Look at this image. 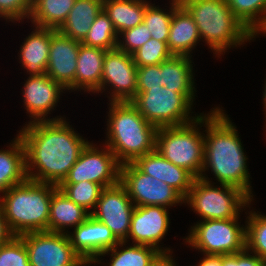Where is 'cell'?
Wrapping results in <instances>:
<instances>
[{
  "label": "cell",
  "instance_id": "cell-1",
  "mask_svg": "<svg viewBox=\"0 0 266 266\" xmlns=\"http://www.w3.org/2000/svg\"><path fill=\"white\" fill-rule=\"evenodd\" d=\"M66 118L28 122L18 132L26 153L30 180L59 186L89 143Z\"/></svg>",
  "mask_w": 266,
  "mask_h": 266
},
{
  "label": "cell",
  "instance_id": "cell-2",
  "mask_svg": "<svg viewBox=\"0 0 266 266\" xmlns=\"http://www.w3.org/2000/svg\"><path fill=\"white\" fill-rule=\"evenodd\" d=\"M218 106L204 114V164L201 175L211 170L219 184L239 188L252 200L253 192L248 157L239 137L236 125Z\"/></svg>",
  "mask_w": 266,
  "mask_h": 266
},
{
  "label": "cell",
  "instance_id": "cell-3",
  "mask_svg": "<svg viewBox=\"0 0 266 266\" xmlns=\"http://www.w3.org/2000/svg\"><path fill=\"white\" fill-rule=\"evenodd\" d=\"M104 141L123 165L156 150L158 128L150 124L131 102H110Z\"/></svg>",
  "mask_w": 266,
  "mask_h": 266
},
{
  "label": "cell",
  "instance_id": "cell-4",
  "mask_svg": "<svg viewBox=\"0 0 266 266\" xmlns=\"http://www.w3.org/2000/svg\"><path fill=\"white\" fill-rule=\"evenodd\" d=\"M192 15L201 38L218 58L256 37L232 13L226 0H180ZM254 38V39H253ZM251 40V41H250Z\"/></svg>",
  "mask_w": 266,
  "mask_h": 266
},
{
  "label": "cell",
  "instance_id": "cell-5",
  "mask_svg": "<svg viewBox=\"0 0 266 266\" xmlns=\"http://www.w3.org/2000/svg\"><path fill=\"white\" fill-rule=\"evenodd\" d=\"M57 188L55 184L27 179L0 196L6 223L14 236L48 231L50 201Z\"/></svg>",
  "mask_w": 266,
  "mask_h": 266
},
{
  "label": "cell",
  "instance_id": "cell-6",
  "mask_svg": "<svg viewBox=\"0 0 266 266\" xmlns=\"http://www.w3.org/2000/svg\"><path fill=\"white\" fill-rule=\"evenodd\" d=\"M202 126L204 112L191 123L158 128L156 134V150L166 160L185 168L195 178H200L204 164V131H200Z\"/></svg>",
  "mask_w": 266,
  "mask_h": 266
},
{
  "label": "cell",
  "instance_id": "cell-7",
  "mask_svg": "<svg viewBox=\"0 0 266 266\" xmlns=\"http://www.w3.org/2000/svg\"><path fill=\"white\" fill-rule=\"evenodd\" d=\"M211 182L207 175L195 178L184 198L185 205L187 203L201 221L239 218L243 209L250 208L253 200L245 192L225 184L215 187Z\"/></svg>",
  "mask_w": 266,
  "mask_h": 266
},
{
  "label": "cell",
  "instance_id": "cell-8",
  "mask_svg": "<svg viewBox=\"0 0 266 266\" xmlns=\"http://www.w3.org/2000/svg\"><path fill=\"white\" fill-rule=\"evenodd\" d=\"M195 96L182 95L171 90H137L131 103L157 128L181 126L200 117L198 114L192 116Z\"/></svg>",
  "mask_w": 266,
  "mask_h": 266
},
{
  "label": "cell",
  "instance_id": "cell-9",
  "mask_svg": "<svg viewBox=\"0 0 266 266\" xmlns=\"http://www.w3.org/2000/svg\"><path fill=\"white\" fill-rule=\"evenodd\" d=\"M238 219L199 220L191 226L183 241L203 255L241 252L246 248V226L241 225Z\"/></svg>",
  "mask_w": 266,
  "mask_h": 266
},
{
  "label": "cell",
  "instance_id": "cell-10",
  "mask_svg": "<svg viewBox=\"0 0 266 266\" xmlns=\"http://www.w3.org/2000/svg\"><path fill=\"white\" fill-rule=\"evenodd\" d=\"M191 59L172 55L161 64L138 67L137 90H171L182 95H195L194 62Z\"/></svg>",
  "mask_w": 266,
  "mask_h": 266
},
{
  "label": "cell",
  "instance_id": "cell-11",
  "mask_svg": "<svg viewBox=\"0 0 266 266\" xmlns=\"http://www.w3.org/2000/svg\"><path fill=\"white\" fill-rule=\"evenodd\" d=\"M120 183L135 206H164L169 209L184 204V197L176 189L141 172L133 163L121 165Z\"/></svg>",
  "mask_w": 266,
  "mask_h": 266
},
{
  "label": "cell",
  "instance_id": "cell-12",
  "mask_svg": "<svg viewBox=\"0 0 266 266\" xmlns=\"http://www.w3.org/2000/svg\"><path fill=\"white\" fill-rule=\"evenodd\" d=\"M100 147L101 149L96 144L89 142L62 183L91 181L104 188L118 184L121 164L104 143L103 147L101 145Z\"/></svg>",
  "mask_w": 266,
  "mask_h": 266
},
{
  "label": "cell",
  "instance_id": "cell-13",
  "mask_svg": "<svg viewBox=\"0 0 266 266\" xmlns=\"http://www.w3.org/2000/svg\"><path fill=\"white\" fill-rule=\"evenodd\" d=\"M20 237L27 248L30 266H78L82 260L65 233L39 231Z\"/></svg>",
  "mask_w": 266,
  "mask_h": 266
},
{
  "label": "cell",
  "instance_id": "cell-14",
  "mask_svg": "<svg viewBox=\"0 0 266 266\" xmlns=\"http://www.w3.org/2000/svg\"><path fill=\"white\" fill-rule=\"evenodd\" d=\"M137 68L131 54L118 48L106 51L98 93L109 90V102H131L137 93Z\"/></svg>",
  "mask_w": 266,
  "mask_h": 266
},
{
  "label": "cell",
  "instance_id": "cell-15",
  "mask_svg": "<svg viewBox=\"0 0 266 266\" xmlns=\"http://www.w3.org/2000/svg\"><path fill=\"white\" fill-rule=\"evenodd\" d=\"M134 208L125 187L119 182L102 190L91 216L104 223L119 242H125Z\"/></svg>",
  "mask_w": 266,
  "mask_h": 266
},
{
  "label": "cell",
  "instance_id": "cell-16",
  "mask_svg": "<svg viewBox=\"0 0 266 266\" xmlns=\"http://www.w3.org/2000/svg\"><path fill=\"white\" fill-rule=\"evenodd\" d=\"M169 209L164 206H135L130 223L129 239L132 244L148 245L156 248L160 252H172L171 248L161 247L160 242L166 236L170 216Z\"/></svg>",
  "mask_w": 266,
  "mask_h": 266
},
{
  "label": "cell",
  "instance_id": "cell-17",
  "mask_svg": "<svg viewBox=\"0 0 266 266\" xmlns=\"http://www.w3.org/2000/svg\"><path fill=\"white\" fill-rule=\"evenodd\" d=\"M66 89L58 82L51 79L46 73L29 76L22 90L24 107L29 114L30 121L61 120L62 116L48 118V115L56 108L60 94Z\"/></svg>",
  "mask_w": 266,
  "mask_h": 266
},
{
  "label": "cell",
  "instance_id": "cell-18",
  "mask_svg": "<svg viewBox=\"0 0 266 266\" xmlns=\"http://www.w3.org/2000/svg\"><path fill=\"white\" fill-rule=\"evenodd\" d=\"M81 42L50 29V50L46 74L66 91H74L77 58Z\"/></svg>",
  "mask_w": 266,
  "mask_h": 266
},
{
  "label": "cell",
  "instance_id": "cell-19",
  "mask_svg": "<svg viewBox=\"0 0 266 266\" xmlns=\"http://www.w3.org/2000/svg\"><path fill=\"white\" fill-rule=\"evenodd\" d=\"M67 235L82 259H98L103 252L119 243L111 230L91 215Z\"/></svg>",
  "mask_w": 266,
  "mask_h": 266
},
{
  "label": "cell",
  "instance_id": "cell-20",
  "mask_svg": "<svg viewBox=\"0 0 266 266\" xmlns=\"http://www.w3.org/2000/svg\"><path fill=\"white\" fill-rule=\"evenodd\" d=\"M133 164L146 175L170 185L184 198L195 180L189 171L166 160L157 150L137 158Z\"/></svg>",
  "mask_w": 266,
  "mask_h": 266
},
{
  "label": "cell",
  "instance_id": "cell-21",
  "mask_svg": "<svg viewBox=\"0 0 266 266\" xmlns=\"http://www.w3.org/2000/svg\"><path fill=\"white\" fill-rule=\"evenodd\" d=\"M201 41L197 25L189 11L180 4L173 13L167 46L172 55L192 58V51Z\"/></svg>",
  "mask_w": 266,
  "mask_h": 266
},
{
  "label": "cell",
  "instance_id": "cell-22",
  "mask_svg": "<svg viewBox=\"0 0 266 266\" xmlns=\"http://www.w3.org/2000/svg\"><path fill=\"white\" fill-rule=\"evenodd\" d=\"M106 50L80 44L74 80V92L98 93Z\"/></svg>",
  "mask_w": 266,
  "mask_h": 266
},
{
  "label": "cell",
  "instance_id": "cell-23",
  "mask_svg": "<svg viewBox=\"0 0 266 266\" xmlns=\"http://www.w3.org/2000/svg\"><path fill=\"white\" fill-rule=\"evenodd\" d=\"M20 47L19 63L29 76L42 75L47 70L50 50V28L33 26Z\"/></svg>",
  "mask_w": 266,
  "mask_h": 266
},
{
  "label": "cell",
  "instance_id": "cell-24",
  "mask_svg": "<svg viewBox=\"0 0 266 266\" xmlns=\"http://www.w3.org/2000/svg\"><path fill=\"white\" fill-rule=\"evenodd\" d=\"M90 215L89 211L71 201L58 187L50 201L48 231L68 234L69 229L76 228Z\"/></svg>",
  "mask_w": 266,
  "mask_h": 266
},
{
  "label": "cell",
  "instance_id": "cell-25",
  "mask_svg": "<svg viewBox=\"0 0 266 266\" xmlns=\"http://www.w3.org/2000/svg\"><path fill=\"white\" fill-rule=\"evenodd\" d=\"M16 136L7 150H0V196L28 179L25 147L19 135Z\"/></svg>",
  "mask_w": 266,
  "mask_h": 266
},
{
  "label": "cell",
  "instance_id": "cell-26",
  "mask_svg": "<svg viewBox=\"0 0 266 266\" xmlns=\"http://www.w3.org/2000/svg\"><path fill=\"white\" fill-rule=\"evenodd\" d=\"M102 9L103 0H75L74 6L58 31L82 42Z\"/></svg>",
  "mask_w": 266,
  "mask_h": 266
},
{
  "label": "cell",
  "instance_id": "cell-27",
  "mask_svg": "<svg viewBox=\"0 0 266 266\" xmlns=\"http://www.w3.org/2000/svg\"><path fill=\"white\" fill-rule=\"evenodd\" d=\"M149 3L146 0H103V10L119 35L124 30L143 23Z\"/></svg>",
  "mask_w": 266,
  "mask_h": 266
},
{
  "label": "cell",
  "instance_id": "cell-28",
  "mask_svg": "<svg viewBox=\"0 0 266 266\" xmlns=\"http://www.w3.org/2000/svg\"><path fill=\"white\" fill-rule=\"evenodd\" d=\"M75 0H35L30 15L32 26L58 30L74 6Z\"/></svg>",
  "mask_w": 266,
  "mask_h": 266
},
{
  "label": "cell",
  "instance_id": "cell-29",
  "mask_svg": "<svg viewBox=\"0 0 266 266\" xmlns=\"http://www.w3.org/2000/svg\"><path fill=\"white\" fill-rule=\"evenodd\" d=\"M159 253L160 251L152 246L139 244L126 246V242L123 241L103 252L98 260L107 254L111 256L108 266H150Z\"/></svg>",
  "mask_w": 266,
  "mask_h": 266
},
{
  "label": "cell",
  "instance_id": "cell-30",
  "mask_svg": "<svg viewBox=\"0 0 266 266\" xmlns=\"http://www.w3.org/2000/svg\"><path fill=\"white\" fill-rule=\"evenodd\" d=\"M232 13L256 36L266 25V0H226Z\"/></svg>",
  "mask_w": 266,
  "mask_h": 266
},
{
  "label": "cell",
  "instance_id": "cell-31",
  "mask_svg": "<svg viewBox=\"0 0 266 266\" xmlns=\"http://www.w3.org/2000/svg\"><path fill=\"white\" fill-rule=\"evenodd\" d=\"M81 43L106 51L117 48L118 34L103 9L91 24L86 37Z\"/></svg>",
  "mask_w": 266,
  "mask_h": 266
},
{
  "label": "cell",
  "instance_id": "cell-32",
  "mask_svg": "<svg viewBox=\"0 0 266 266\" xmlns=\"http://www.w3.org/2000/svg\"><path fill=\"white\" fill-rule=\"evenodd\" d=\"M169 2H171L170 9L167 11L150 2L145 9L143 20L150 31L151 38L166 43L174 10L181 4L180 0H171Z\"/></svg>",
  "mask_w": 266,
  "mask_h": 266
},
{
  "label": "cell",
  "instance_id": "cell-33",
  "mask_svg": "<svg viewBox=\"0 0 266 266\" xmlns=\"http://www.w3.org/2000/svg\"><path fill=\"white\" fill-rule=\"evenodd\" d=\"M246 225V249L266 261V215L259 211H248Z\"/></svg>",
  "mask_w": 266,
  "mask_h": 266
},
{
  "label": "cell",
  "instance_id": "cell-34",
  "mask_svg": "<svg viewBox=\"0 0 266 266\" xmlns=\"http://www.w3.org/2000/svg\"><path fill=\"white\" fill-rule=\"evenodd\" d=\"M75 204L84 207L90 213L95 209L104 187L91 181L79 183H61L58 186Z\"/></svg>",
  "mask_w": 266,
  "mask_h": 266
},
{
  "label": "cell",
  "instance_id": "cell-35",
  "mask_svg": "<svg viewBox=\"0 0 266 266\" xmlns=\"http://www.w3.org/2000/svg\"><path fill=\"white\" fill-rule=\"evenodd\" d=\"M131 55L137 67L161 64L172 56L166 42L153 38H150Z\"/></svg>",
  "mask_w": 266,
  "mask_h": 266
},
{
  "label": "cell",
  "instance_id": "cell-36",
  "mask_svg": "<svg viewBox=\"0 0 266 266\" xmlns=\"http://www.w3.org/2000/svg\"><path fill=\"white\" fill-rule=\"evenodd\" d=\"M0 266H30L28 251L20 236L0 246Z\"/></svg>",
  "mask_w": 266,
  "mask_h": 266
},
{
  "label": "cell",
  "instance_id": "cell-37",
  "mask_svg": "<svg viewBox=\"0 0 266 266\" xmlns=\"http://www.w3.org/2000/svg\"><path fill=\"white\" fill-rule=\"evenodd\" d=\"M122 38V40H121ZM151 38L146 24L143 22L136 27L124 30L118 35L117 48L127 54H132Z\"/></svg>",
  "mask_w": 266,
  "mask_h": 266
},
{
  "label": "cell",
  "instance_id": "cell-38",
  "mask_svg": "<svg viewBox=\"0 0 266 266\" xmlns=\"http://www.w3.org/2000/svg\"><path fill=\"white\" fill-rule=\"evenodd\" d=\"M32 12L30 0H0V18L18 23L29 19Z\"/></svg>",
  "mask_w": 266,
  "mask_h": 266
},
{
  "label": "cell",
  "instance_id": "cell-39",
  "mask_svg": "<svg viewBox=\"0 0 266 266\" xmlns=\"http://www.w3.org/2000/svg\"><path fill=\"white\" fill-rule=\"evenodd\" d=\"M222 266H266V261L245 248L235 254L222 255Z\"/></svg>",
  "mask_w": 266,
  "mask_h": 266
},
{
  "label": "cell",
  "instance_id": "cell-40",
  "mask_svg": "<svg viewBox=\"0 0 266 266\" xmlns=\"http://www.w3.org/2000/svg\"><path fill=\"white\" fill-rule=\"evenodd\" d=\"M14 235L11 233L4 216L3 208L0 204V246L7 243Z\"/></svg>",
  "mask_w": 266,
  "mask_h": 266
},
{
  "label": "cell",
  "instance_id": "cell-41",
  "mask_svg": "<svg viewBox=\"0 0 266 266\" xmlns=\"http://www.w3.org/2000/svg\"><path fill=\"white\" fill-rule=\"evenodd\" d=\"M172 252H160L151 262L150 266H177L175 258L173 259Z\"/></svg>",
  "mask_w": 266,
  "mask_h": 266
},
{
  "label": "cell",
  "instance_id": "cell-42",
  "mask_svg": "<svg viewBox=\"0 0 266 266\" xmlns=\"http://www.w3.org/2000/svg\"><path fill=\"white\" fill-rule=\"evenodd\" d=\"M203 259L196 266H222L221 255H203Z\"/></svg>",
  "mask_w": 266,
  "mask_h": 266
},
{
  "label": "cell",
  "instance_id": "cell-43",
  "mask_svg": "<svg viewBox=\"0 0 266 266\" xmlns=\"http://www.w3.org/2000/svg\"><path fill=\"white\" fill-rule=\"evenodd\" d=\"M96 263L102 265L101 260H98V259H82L80 263L78 264V266H89L92 264L95 265Z\"/></svg>",
  "mask_w": 266,
  "mask_h": 266
},
{
  "label": "cell",
  "instance_id": "cell-44",
  "mask_svg": "<svg viewBox=\"0 0 266 266\" xmlns=\"http://www.w3.org/2000/svg\"><path fill=\"white\" fill-rule=\"evenodd\" d=\"M264 87L265 88H263L264 89V91H263V104H264V110L263 111H265V117H266V81H265V85H264ZM266 120V119H265ZM266 122V121H265ZM266 126V125H265Z\"/></svg>",
  "mask_w": 266,
  "mask_h": 266
}]
</instances>
